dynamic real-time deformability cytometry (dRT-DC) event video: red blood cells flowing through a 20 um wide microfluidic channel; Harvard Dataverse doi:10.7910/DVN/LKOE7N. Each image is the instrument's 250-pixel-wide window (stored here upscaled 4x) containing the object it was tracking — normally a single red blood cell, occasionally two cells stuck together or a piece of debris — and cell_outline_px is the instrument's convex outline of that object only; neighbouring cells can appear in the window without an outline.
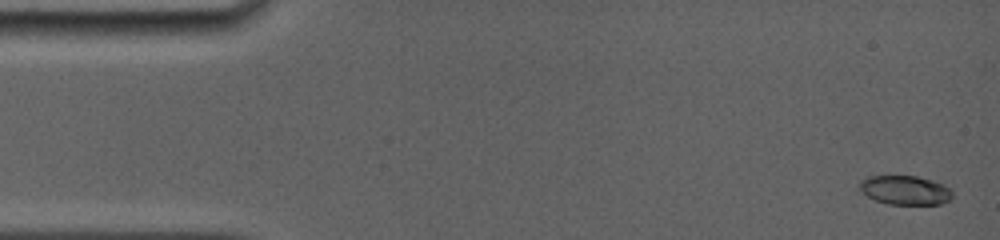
{"species": "common noctule bat (a hibernating species)", "species_latin": "Nyctalus noctula", "temperature_condition": "room temperature", "stored_images_in_passage": 7, "camera_frame_rate_fps": 5000, "um_per_image_px": 0.085, "animal": {"sex": "female", "body_mass_g": 19.0, "forearm_length_mm": 56.7}, "frame": {"image": 1, "passage_image": 1, "time_ms": 0.0, "image_size_px": [1000, 240], "cell_outline_px": [[952, 196], [948, 200], [940, 204], [888, 204], [876, 200], [868, 196], [860, 188], [860, 180], [868, 176], [916, 176], [932, 180], [944, 184], [952, 192]], "centroid_in_image_um": [76.94, 16.15], "position_along_channel_um": 8.1, "area_um2": 15.55}}
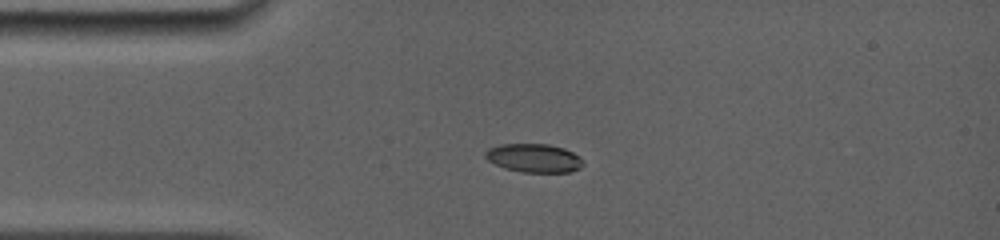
{"frame": {"image": 2, "passage_image": 6, "time_ms": 3.4, "image_size_px": [1000, 240], "cell_outline_px": [[584, 164], [580, 168], [572, 172], [520, 172], [504, 168], [488, 160], [484, 156], [484, 152], [488, 148], [500, 144], [548, 144], [564, 148], [580, 156]], "centroid_in_image_um": [45.39, 13.43], "position_along_channel_um": 39.6, "area_um2": 16.42}}